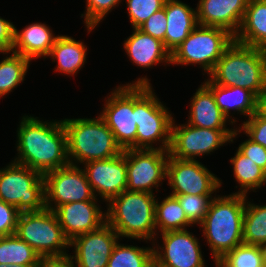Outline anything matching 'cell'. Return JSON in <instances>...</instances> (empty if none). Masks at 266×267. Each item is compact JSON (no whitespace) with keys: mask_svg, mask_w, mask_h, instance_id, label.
Instances as JSON below:
<instances>
[{"mask_svg":"<svg viewBox=\"0 0 266 267\" xmlns=\"http://www.w3.org/2000/svg\"><path fill=\"white\" fill-rule=\"evenodd\" d=\"M17 152L14 162L42 175L69 165L67 136L63 121H42L23 116L17 130Z\"/></svg>","mask_w":266,"mask_h":267,"instance_id":"cell-1","label":"cell"},{"mask_svg":"<svg viewBox=\"0 0 266 267\" xmlns=\"http://www.w3.org/2000/svg\"><path fill=\"white\" fill-rule=\"evenodd\" d=\"M212 199L200 227L216 263L243 243V217L247 196L232 193Z\"/></svg>","mask_w":266,"mask_h":267,"instance_id":"cell-2","label":"cell"},{"mask_svg":"<svg viewBox=\"0 0 266 267\" xmlns=\"http://www.w3.org/2000/svg\"><path fill=\"white\" fill-rule=\"evenodd\" d=\"M209 75L214 84L245 88L259 97L266 89V50L234 40Z\"/></svg>","mask_w":266,"mask_h":267,"instance_id":"cell-3","label":"cell"},{"mask_svg":"<svg viewBox=\"0 0 266 267\" xmlns=\"http://www.w3.org/2000/svg\"><path fill=\"white\" fill-rule=\"evenodd\" d=\"M155 202L154 194L126 190L109 201L106 222L119 237L156 240Z\"/></svg>","mask_w":266,"mask_h":267,"instance_id":"cell-4","label":"cell"},{"mask_svg":"<svg viewBox=\"0 0 266 267\" xmlns=\"http://www.w3.org/2000/svg\"><path fill=\"white\" fill-rule=\"evenodd\" d=\"M62 121L67 136L70 164L77 163L78 166L79 163L83 165L90 161L111 159L123 152L113 132L100 116Z\"/></svg>","mask_w":266,"mask_h":267,"instance_id":"cell-5","label":"cell"},{"mask_svg":"<svg viewBox=\"0 0 266 267\" xmlns=\"http://www.w3.org/2000/svg\"><path fill=\"white\" fill-rule=\"evenodd\" d=\"M152 89L151 85H136V149L169 151L174 118ZM157 141L162 145L154 147Z\"/></svg>","mask_w":266,"mask_h":267,"instance_id":"cell-6","label":"cell"},{"mask_svg":"<svg viewBox=\"0 0 266 267\" xmlns=\"http://www.w3.org/2000/svg\"><path fill=\"white\" fill-rule=\"evenodd\" d=\"M15 234L31 246L40 257L68 255L70 241L64 236L53 210L21 212Z\"/></svg>","mask_w":266,"mask_h":267,"instance_id":"cell-7","label":"cell"},{"mask_svg":"<svg viewBox=\"0 0 266 267\" xmlns=\"http://www.w3.org/2000/svg\"><path fill=\"white\" fill-rule=\"evenodd\" d=\"M234 36L220 27L198 25L171 53V63L177 65H200L210 74L222 57Z\"/></svg>","mask_w":266,"mask_h":267,"instance_id":"cell-8","label":"cell"},{"mask_svg":"<svg viewBox=\"0 0 266 267\" xmlns=\"http://www.w3.org/2000/svg\"><path fill=\"white\" fill-rule=\"evenodd\" d=\"M133 82L113 90L99 115L122 150L136 149V85H151L147 77Z\"/></svg>","mask_w":266,"mask_h":267,"instance_id":"cell-9","label":"cell"},{"mask_svg":"<svg viewBox=\"0 0 266 267\" xmlns=\"http://www.w3.org/2000/svg\"><path fill=\"white\" fill-rule=\"evenodd\" d=\"M0 200L20 212L45 208L44 177L41 173L14 161L0 169Z\"/></svg>","mask_w":266,"mask_h":267,"instance_id":"cell-10","label":"cell"},{"mask_svg":"<svg viewBox=\"0 0 266 267\" xmlns=\"http://www.w3.org/2000/svg\"><path fill=\"white\" fill-rule=\"evenodd\" d=\"M238 133H241V128L208 129L188 123L177 126L173 119L169 155L183 160H196V156L211 154L223 144L233 143Z\"/></svg>","mask_w":266,"mask_h":267,"instance_id":"cell-11","label":"cell"},{"mask_svg":"<svg viewBox=\"0 0 266 267\" xmlns=\"http://www.w3.org/2000/svg\"><path fill=\"white\" fill-rule=\"evenodd\" d=\"M43 177L45 208L54 211L65 203L98 200L91 189L84 169L77 165L69 164L50 171Z\"/></svg>","mask_w":266,"mask_h":267,"instance_id":"cell-12","label":"cell"},{"mask_svg":"<svg viewBox=\"0 0 266 267\" xmlns=\"http://www.w3.org/2000/svg\"><path fill=\"white\" fill-rule=\"evenodd\" d=\"M127 191L153 193L166 179L169 151L161 149H125Z\"/></svg>","mask_w":266,"mask_h":267,"instance_id":"cell-13","label":"cell"},{"mask_svg":"<svg viewBox=\"0 0 266 267\" xmlns=\"http://www.w3.org/2000/svg\"><path fill=\"white\" fill-rule=\"evenodd\" d=\"M166 178L173 191L170 195H211L222 185L220 179L198 160H183L170 155Z\"/></svg>","mask_w":266,"mask_h":267,"instance_id":"cell-14","label":"cell"},{"mask_svg":"<svg viewBox=\"0 0 266 267\" xmlns=\"http://www.w3.org/2000/svg\"><path fill=\"white\" fill-rule=\"evenodd\" d=\"M161 235L163 247L153 248L156 267H205L199 241L193 233L184 229Z\"/></svg>","mask_w":266,"mask_h":267,"instance_id":"cell-15","label":"cell"},{"mask_svg":"<svg viewBox=\"0 0 266 267\" xmlns=\"http://www.w3.org/2000/svg\"><path fill=\"white\" fill-rule=\"evenodd\" d=\"M120 239L118 233L106 222L100 228L79 235L70 241L74 247L77 267H107L115 245Z\"/></svg>","mask_w":266,"mask_h":267,"instance_id":"cell-16","label":"cell"},{"mask_svg":"<svg viewBox=\"0 0 266 267\" xmlns=\"http://www.w3.org/2000/svg\"><path fill=\"white\" fill-rule=\"evenodd\" d=\"M84 165V171L95 197L99 194L103 200L109 202L127 190L125 150L111 159L90 161Z\"/></svg>","mask_w":266,"mask_h":267,"instance_id":"cell-17","label":"cell"},{"mask_svg":"<svg viewBox=\"0 0 266 267\" xmlns=\"http://www.w3.org/2000/svg\"><path fill=\"white\" fill-rule=\"evenodd\" d=\"M97 200L65 203L58 206L54 213L64 236L69 240L97 230L106 223V212L101 211Z\"/></svg>","mask_w":266,"mask_h":267,"instance_id":"cell-18","label":"cell"},{"mask_svg":"<svg viewBox=\"0 0 266 267\" xmlns=\"http://www.w3.org/2000/svg\"><path fill=\"white\" fill-rule=\"evenodd\" d=\"M249 0H199L197 22L202 26L226 29L234 37L238 33Z\"/></svg>","mask_w":266,"mask_h":267,"instance_id":"cell-19","label":"cell"},{"mask_svg":"<svg viewBox=\"0 0 266 267\" xmlns=\"http://www.w3.org/2000/svg\"><path fill=\"white\" fill-rule=\"evenodd\" d=\"M133 30L132 35L125 40L123 48L135 65L144 69L161 62L171 64V53L161 40L153 38L139 28Z\"/></svg>","mask_w":266,"mask_h":267,"instance_id":"cell-20","label":"cell"},{"mask_svg":"<svg viewBox=\"0 0 266 267\" xmlns=\"http://www.w3.org/2000/svg\"><path fill=\"white\" fill-rule=\"evenodd\" d=\"M165 48L172 53L199 25L197 11L179 0H166Z\"/></svg>","mask_w":266,"mask_h":267,"instance_id":"cell-21","label":"cell"},{"mask_svg":"<svg viewBox=\"0 0 266 267\" xmlns=\"http://www.w3.org/2000/svg\"><path fill=\"white\" fill-rule=\"evenodd\" d=\"M57 37L44 23H32L21 31L15 27L12 52L20 54L30 61L43 56L45 59L49 56Z\"/></svg>","mask_w":266,"mask_h":267,"instance_id":"cell-22","label":"cell"},{"mask_svg":"<svg viewBox=\"0 0 266 267\" xmlns=\"http://www.w3.org/2000/svg\"><path fill=\"white\" fill-rule=\"evenodd\" d=\"M189 122L191 126L208 129H228V118L218 107L212 91L203 83L192 97Z\"/></svg>","mask_w":266,"mask_h":267,"instance_id":"cell-23","label":"cell"},{"mask_svg":"<svg viewBox=\"0 0 266 267\" xmlns=\"http://www.w3.org/2000/svg\"><path fill=\"white\" fill-rule=\"evenodd\" d=\"M204 84L212 91L218 107L227 118L231 117L230 110H236L246 118H250L258 110V97L248 89L220 86L210 79Z\"/></svg>","mask_w":266,"mask_h":267,"instance_id":"cell-24","label":"cell"},{"mask_svg":"<svg viewBox=\"0 0 266 267\" xmlns=\"http://www.w3.org/2000/svg\"><path fill=\"white\" fill-rule=\"evenodd\" d=\"M234 40L266 50V0H249L245 15Z\"/></svg>","mask_w":266,"mask_h":267,"instance_id":"cell-25","label":"cell"},{"mask_svg":"<svg viewBox=\"0 0 266 267\" xmlns=\"http://www.w3.org/2000/svg\"><path fill=\"white\" fill-rule=\"evenodd\" d=\"M87 47L81 41H76L70 36L60 35L57 37L49 56L57 67L55 71L63 74L74 75L86 62Z\"/></svg>","mask_w":266,"mask_h":267,"instance_id":"cell-26","label":"cell"},{"mask_svg":"<svg viewBox=\"0 0 266 267\" xmlns=\"http://www.w3.org/2000/svg\"><path fill=\"white\" fill-rule=\"evenodd\" d=\"M233 165V175L240 184V190L235 194L247 196L249 190H256L266 183V171L256 165L248 157L244 156L238 149L233 158L230 159Z\"/></svg>","mask_w":266,"mask_h":267,"instance_id":"cell-27","label":"cell"},{"mask_svg":"<svg viewBox=\"0 0 266 267\" xmlns=\"http://www.w3.org/2000/svg\"><path fill=\"white\" fill-rule=\"evenodd\" d=\"M158 202V200L155 202V225L156 230L157 228L160 230L158 232L184 230L186 226H192L186 218L185 211L174 196L169 195L160 203Z\"/></svg>","mask_w":266,"mask_h":267,"instance_id":"cell-28","label":"cell"},{"mask_svg":"<svg viewBox=\"0 0 266 267\" xmlns=\"http://www.w3.org/2000/svg\"><path fill=\"white\" fill-rule=\"evenodd\" d=\"M40 255L16 234L0 237V264L39 265Z\"/></svg>","mask_w":266,"mask_h":267,"instance_id":"cell-29","label":"cell"},{"mask_svg":"<svg viewBox=\"0 0 266 267\" xmlns=\"http://www.w3.org/2000/svg\"><path fill=\"white\" fill-rule=\"evenodd\" d=\"M154 250L153 246L138 247L132 245H115L109 258L107 267H153Z\"/></svg>","mask_w":266,"mask_h":267,"instance_id":"cell-30","label":"cell"},{"mask_svg":"<svg viewBox=\"0 0 266 267\" xmlns=\"http://www.w3.org/2000/svg\"><path fill=\"white\" fill-rule=\"evenodd\" d=\"M266 242V205L247 202L243 217V243L261 245Z\"/></svg>","mask_w":266,"mask_h":267,"instance_id":"cell-31","label":"cell"},{"mask_svg":"<svg viewBox=\"0 0 266 267\" xmlns=\"http://www.w3.org/2000/svg\"><path fill=\"white\" fill-rule=\"evenodd\" d=\"M30 60L14 52L0 61V98L24 81Z\"/></svg>","mask_w":266,"mask_h":267,"instance_id":"cell-32","label":"cell"},{"mask_svg":"<svg viewBox=\"0 0 266 267\" xmlns=\"http://www.w3.org/2000/svg\"><path fill=\"white\" fill-rule=\"evenodd\" d=\"M216 267H265L259 245L240 244L215 263Z\"/></svg>","mask_w":266,"mask_h":267,"instance_id":"cell-33","label":"cell"},{"mask_svg":"<svg viewBox=\"0 0 266 267\" xmlns=\"http://www.w3.org/2000/svg\"><path fill=\"white\" fill-rule=\"evenodd\" d=\"M178 201L186 214L187 220L192 224H201L208 212L210 203L213 199L212 195H172Z\"/></svg>","mask_w":266,"mask_h":267,"instance_id":"cell-34","label":"cell"},{"mask_svg":"<svg viewBox=\"0 0 266 267\" xmlns=\"http://www.w3.org/2000/svg\"><path fill=\"white\" fill-rule=\"evenodd\" d=\"M166 0H126L131 26L139 28L152 14L162 9Z\"/></svg>","mask_w":266,"mask_h":267,"instance_id":"cell-35","label":"cell"},{"mask_svg":"<svg viewBox=\"0 0 266 267\" xmlns=\"http://www.w3.org/2000/svg\"><path fill=\"white\" fill-rule=\"evenodd\" d=\"M121 0H86V12L80 17L84 16L85 26L88 33L91 32L100 22L106 17L109 12L119 5Z\"/></svg>","mask_w":266,"mask_h":267,"instance_id":"cell-36","label":"cell"},{"mask_svg":"<svg viewBox=\"0 0 266 267\" xmlns=\"http://www.w3.org/2000/svg\"><path fill=\"white\" fill-rule=\"evenodd\" d=\"M241 131L246 133L255 143L266 148V116L261 114L258 110L245 122L242 123Z\"/></svg>","mask_w":266,"mask_h":267,"instance_id":"cell-37","label":"cell"},{"mask_svg":"<svg viewBox=\"0 0 266 267\" xmlns=\"http://www.w3.org/2000/svg\"><path fill=\"white\" fill-rule=\"evenodd\" d=\"M167 18L165 15V5L162 9L152 14L139 29L144 33L159 39L165 46V32H166Z\"/></svg>","mask_w":266,"mask_h":267,"instance_id":"cell-38","label":"cell"},{"mask_svg":"<svg viewBox=\"0 0 266 267\" xmlns=\"http://www.w3.org/2000/svg\"><path fill=\"white\" fill-rule=\"evenodd\" d=\"M20 213L15 206L0 200V237L15 234Z\"/></svg>","mask_w":266,"mask_h":267,"instance_id":"cell-39","label":"cell"},{"mask_svg":"<svg viewBox=\"0 0 266 267\" xmlns=\"http://www.w3.org/2000/svg\"><path fill=\"white\" fill-rule=\"evenodd\" d=\"M238 150L266 171V148L249 138L239 145Z\"/></svg>","mask_w":266,"mask_h":267,"instance_id":"cell-40","label":"cell"},{"mask_svg":"<svg viewBox=\"0 0 266 267\" xmlns=\"http://www.w3.org/2000/svg\"><path fill=\"white\" fill-rule=\"evenodd\" d=\"M15 25L0 17V53H11L14 45Z\"/></svg>","mask_w":266,"mask_h":267,"instance_id":"cell-41","label":"cell"},{"mask_svg":"<svg viewBox=\"0 0 266 267\" xmlns=\"http://www.w3.org/2000/svg\"><path fill=\"white\" fill-rule=\"evenodd\" d=\"M37 267H76L70 255L62 257H42Z\"/></svg>","mask_w":266,"mask_h":267,"instance_id":"cell-42","label":"cell"},{"mask_svg":"<svg viewBox=\"0 0 266 267\" xmlns=\"http://www.w3.org/2000/svg\"><path fill=\"white\" fill-rule=\"evenodd\" d=\"M258 111L266 116V89L258 97Z\"/></svg>","mask_w":266,"mask_h":267,"instance_id":"cell-43","label":"cell"},{"mask_svg":"<svg viewBox=\"0 0 266 267\" xmlns=\"http://www.w3.org/2000/svg\"><path fill=\"white\" fill-rule=\"evenodd\" d=\"M260 248H261V251H262V256H263V259H264V264H265V267H266V242L265 243H262L260 245Z\"/></svg>","mask_w":266,"mask_h":267,"instance_id":"cell-44","label":"cell"},{"mask_svg":"<svg viewBox=\"0 0 266 267\" xmlns=\"http://www.w3.org/2000/svg\"><path fill=\"white\" fill-rule=\"evenodd\" d=\"M38 265H18V264H14L11 266L5 265V264H0V267H37Z\"/></svg>","mask_w":266,"mask_h":267,"instance_id":"cell-45","label":"cell"}]
</instances>
